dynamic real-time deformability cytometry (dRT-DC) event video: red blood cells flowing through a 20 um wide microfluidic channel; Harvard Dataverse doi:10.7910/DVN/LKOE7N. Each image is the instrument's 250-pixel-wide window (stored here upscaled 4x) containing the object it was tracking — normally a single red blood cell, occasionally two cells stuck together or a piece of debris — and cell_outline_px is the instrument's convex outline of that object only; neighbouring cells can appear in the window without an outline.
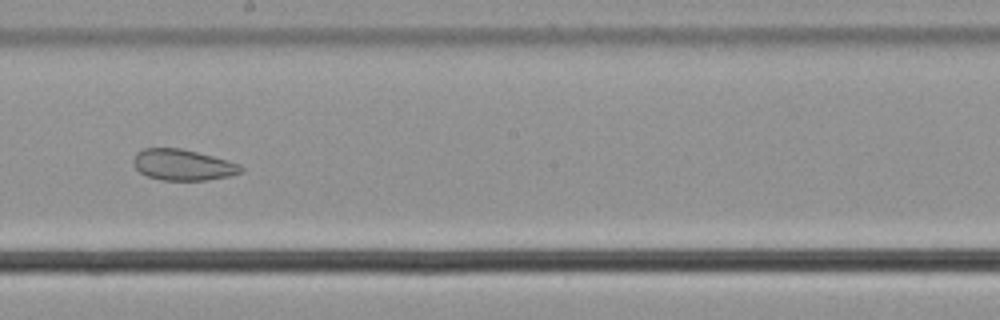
{"species": "common noctule bat (a hibernating species)", "species_latin": "Nyctalus noctula", "temperature_condition": "cold", "stored_images_in_passage": 58, "camera_frame_rate_fps": 3000, "um_per_image_px": 0.085, "animal": {"sex": "male", "body_mass_g": 21.5, "forearm_length_mm": 52.0}, "frame": {"image": 1, "passage_image": 34, "time_ms": 11.0, "image_size_px": [1000, 320], "cell_outline_px": [[244, 172], [228, 176], [208, 180], [160, 180], [148, 176], [140, 172], [132, 164], [132, 160], [136, 152], [144, 148], [180, 148], [228, 160], [240, 164], [244, 168]], "centroid_in_image_um": [15.54, 14.01], "position_along_channel_um": 232.7, "area_um2": 19.54}, "authors_computed_cell_mechanics": {"area_um2": 27.9752, "velocity_mm_per_s": 3.6231, "shape_relaxation_time_tau1_ms": null, "shape_relaxation_time_tau2_ms": 4.0597, "deformation_change_tau1": null, "deformation_change_tau2": 0.0985}}